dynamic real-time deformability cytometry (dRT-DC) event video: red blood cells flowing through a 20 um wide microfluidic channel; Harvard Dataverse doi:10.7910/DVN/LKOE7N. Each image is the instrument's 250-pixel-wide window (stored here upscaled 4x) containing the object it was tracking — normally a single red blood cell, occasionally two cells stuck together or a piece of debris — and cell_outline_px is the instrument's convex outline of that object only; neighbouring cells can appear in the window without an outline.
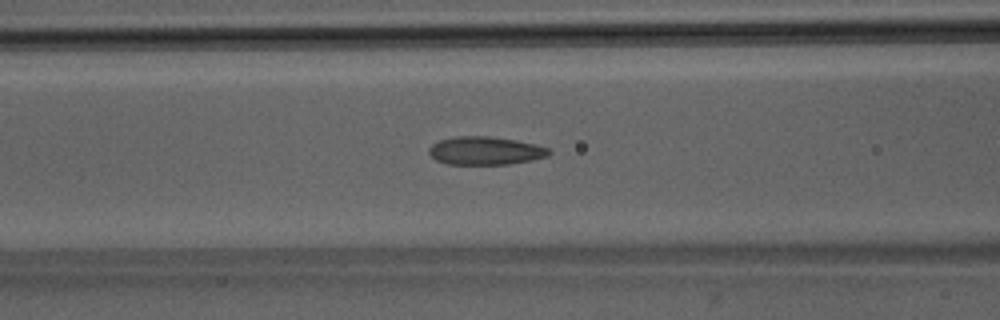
{"species": "Egyptian fruit bat (a non-hibernating species)", "species_latin": "Rousettus aegyptiacus", "temperature_condition": "room temperature", "stored_images_in_passage": 32, "camera_frame_rate_fps": 3000, "um_per_image_px": 0.085, "animal": {"sex": "male"}, "frame": {"image": 1, "passage_image": 8, "time_ms": 2.333, "image_size_px": [1000, 320], "cell_outline_px": [[552, 152], [548, 156], [532, 160], [508, 164], [448, 164], [436, 160], [428, 152], [428, 148], [432, 144], [440, 140], [456, 136], [488, 136], [516, 140], [548, 148]], "centroid_in_image_um": [41.23, 12.81], "position_along_channel_um": 125.4, "area_um2": 19.59}}
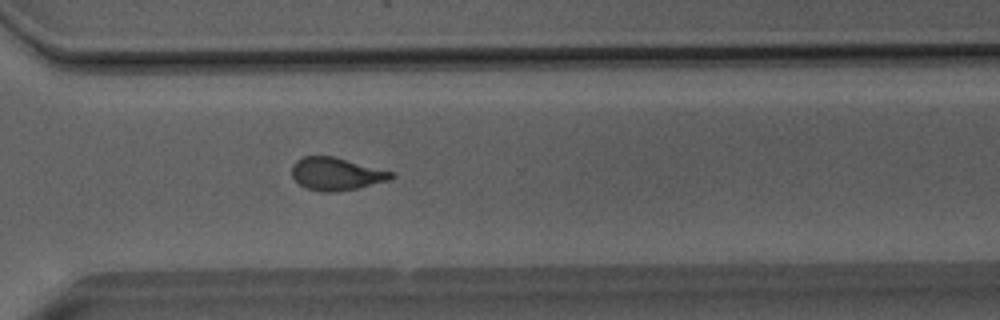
{"frame": {"image": 2, "passage_image": 24, "time_ms": 7.667, "image_size_px": [1000, 320], "cell_outline_px": [[396, 176], [388, 180], [356, 188], [332, 192], [320, 192], [304, 188], [292, 176], [292, 164], [296, 160], [304, 156], [332, 156], [396, 172]], "centroid_in_image_um": [28.58, 14.78], "position_along_channel_um": 342.0, "area_um2": 18.96}}
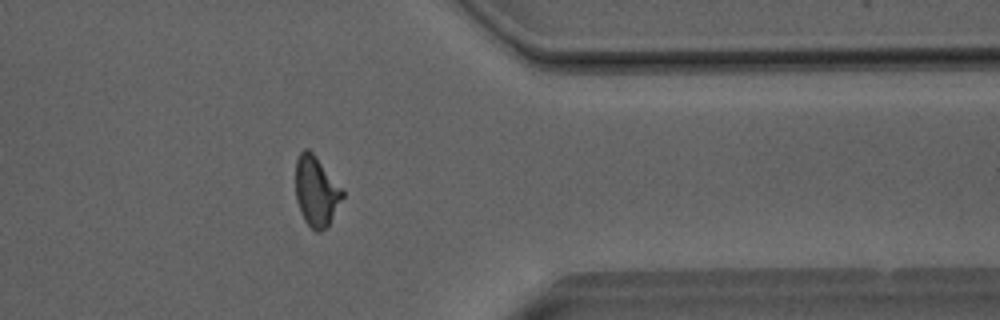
{"frame": {"image": 3, "passage_image": 28, "time_ms": 9.0, "image_size_px": [1000, 320], "cell_outline_px": [[344, 196], [328, 224], [320, 232], [316, 232], [304, 220], [300, 212], [296, 200], [296, 160], [300, 152], [304, 148], [308, 148], [316, 156], [344, 192]], "centroid_in_image_um": [26.85, 16.24], "position_along_channel_um": 384.5, "area_um2": 18.84}}